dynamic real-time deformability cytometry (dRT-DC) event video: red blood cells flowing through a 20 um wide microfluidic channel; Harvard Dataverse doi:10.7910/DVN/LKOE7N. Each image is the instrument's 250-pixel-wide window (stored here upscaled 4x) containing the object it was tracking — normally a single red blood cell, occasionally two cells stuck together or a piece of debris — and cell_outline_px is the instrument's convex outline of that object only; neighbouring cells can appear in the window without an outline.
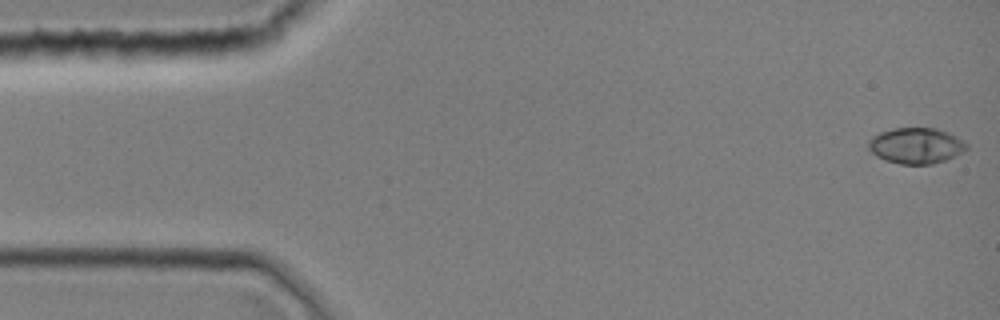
{"species": "common noctule bat (a hibernating species)", "species_latin": "Nyctalus noctula", "temperature_condition": "room temperature", "stored_images_in_passage": 11, "camera_frame_rate_fps": 3000, "um_per_image_px": 0.085, "animal": {"sex": "female", "body_mass_g": 19.0, "forearm_length_mm": 51.5}, "frame": {"image": 1, "passage_image": 1, "time_ms": 0.0, "image_size_px": [1000, 320], "cell_outline_px": [[968, 148], [944, 160], [932, 164], [900, 164], [884, 160], [876, 156], [868, 148], [868, 140], [872, 136], [880, 132], [892, 128], [936, 128], [948, 132], [968, 144]], "centroid_in_image_um": [77.81, 12.37], "position_along_channel_um": 7.2, "area_um2": 20.4}}
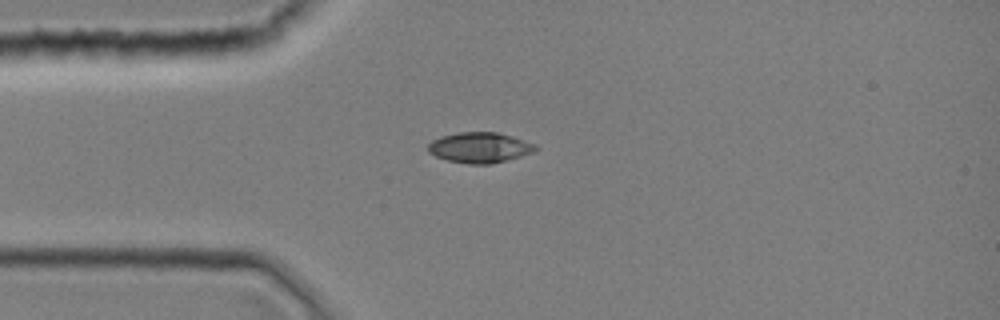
{"frame": {"image": 2, "passage_image": 10, "time_ms": 3.0, "image_size_px": [1000, 320], "cell_outline_px": [[540, 148], [536, 152], [492, 164], [468, 164], [448, 160], [436, 156], [428, 152], [428, 144], [432, 140], [440, 136], [460, 132], [496, 132], [512, 136], [536, 144]], "centroid_in_image_um": [40.81, 12.54], "position_along_channel_um": 44.2, "area_um2": 19.25}}